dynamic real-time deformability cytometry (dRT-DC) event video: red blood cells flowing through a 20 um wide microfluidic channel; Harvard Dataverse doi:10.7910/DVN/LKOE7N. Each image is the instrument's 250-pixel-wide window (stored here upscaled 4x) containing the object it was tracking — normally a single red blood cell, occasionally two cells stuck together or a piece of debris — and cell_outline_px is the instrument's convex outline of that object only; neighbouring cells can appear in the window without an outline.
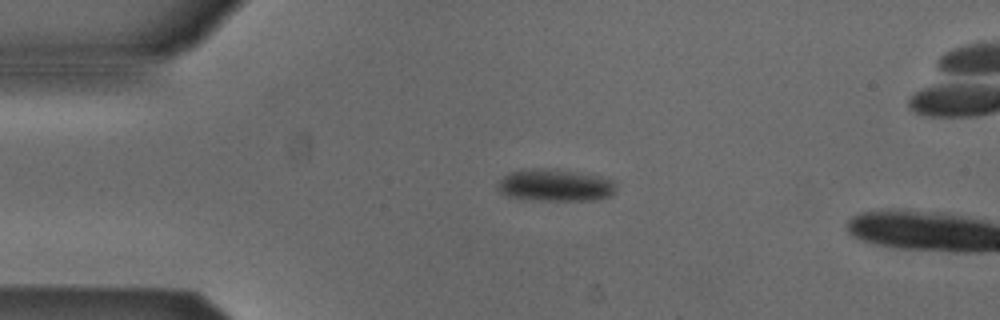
{"species": "Egyptian fruit bat (a non-hibernating species)", "species_latin": "Rousettus aegyptiacus", "temperature_condition": "cold", "stored_images_in_passage": 3, "camera_frame_rate_fps": 3000, "um_per_image_px": 0.085, "animal": {"sex": "male"}, "frame": {"image": 1, "passage_image": 1, "time_ms": 0.0, "image_size_px": [1000, 320], "cell_outline_px": [[616, 192], [612, 196], [596, 200], [532, 200], [508, 196], [500, 192], [496, 188], [500, 180], [504, 176], [512, 172], [524, 168], [540, 168], [600, 176], [612, 180], [616, 184]], "centroid_in_image_um": [47.2, 15.76], "position_along_channel_um": 37.8, "area_um2": 22.08}}